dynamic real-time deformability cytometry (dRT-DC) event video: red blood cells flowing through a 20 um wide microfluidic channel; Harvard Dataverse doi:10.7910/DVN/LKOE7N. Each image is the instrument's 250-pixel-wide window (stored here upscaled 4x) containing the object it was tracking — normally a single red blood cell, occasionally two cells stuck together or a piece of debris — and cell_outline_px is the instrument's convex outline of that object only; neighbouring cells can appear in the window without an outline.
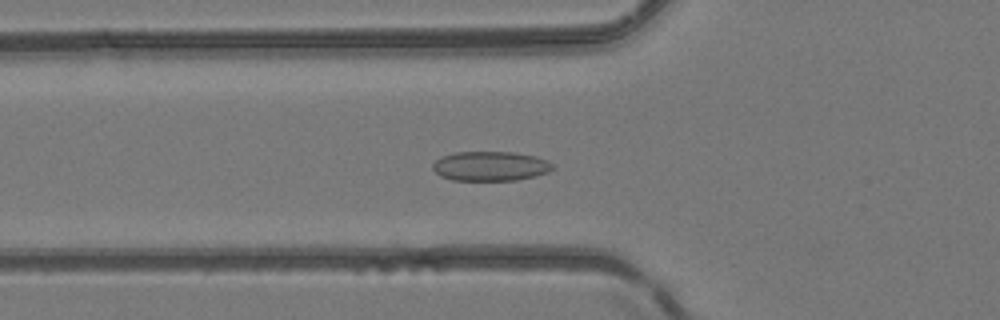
{"species": "common noctule bat (a hibernating species)", "species_latin": "Nyctalus noctula", "temperature_condition": "room temperature", "stored_images_in_passage": 52, "camera_frame_rate_fps": 3000, "um_per_image_px": 0.085, "animal": {"sex": "female", "body_mass_g": 24.6, "forearm_length_mm": 56.2}, "frame": {"image": 1, "passage_image": 19, "time_ms": 6.0, "image_size_px": [1000, 320], "cell_outline_px": [[552, 168], [548, 172], [536, 176], [516, 180], [452, 180], [440, 176], [432, 168], [432, 164], [436, 160], [444, 156], [456, 152], [512, 152], [536, 156], [548, 160], [552, 164]], "centroid_in_image_um": [41.69, 14.12], "position_along_channel_um": 84.1, "area_um2": 20.58}}
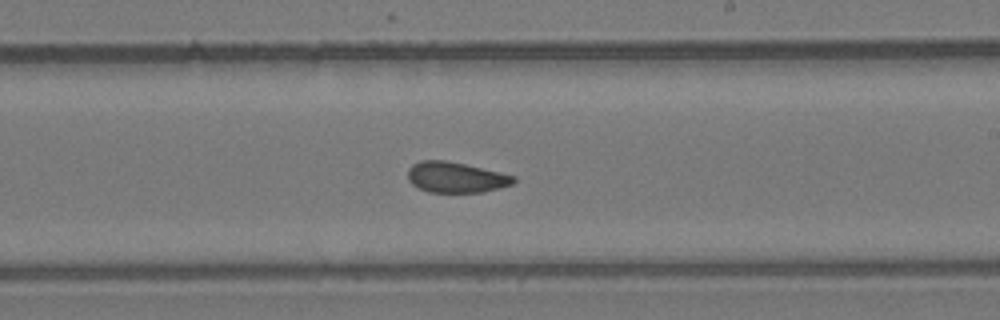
{"frame": {"image": 2, "passage_image": 31, "time_ms": 10.0, "image_size_px": [1000, 320], "cell_outline_px": [[516, 180], [512, 184], [500, 188], [480, 192], [428, 192], [412, 184], [408, 180], [408, 168], [412, 164], [420, 160], [448, 160], [516, 176]], "centroid_in_image_um": [38.73, 15.06], "position_along_channel_um": 250.3, "area_um2": 18.9}}
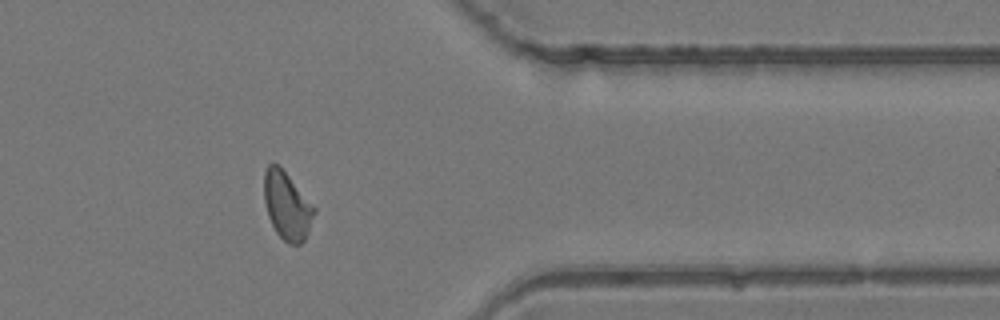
{"frame": {"image": 3, "passage_image": 42, "time_ms": 13.667, "image_size_px": [1000, 320], "cell_outline_px": [[316, 212], [308, 232], [304, 240], [300, 244], [288, 244], [276, 232], [268, 216], [264, 200], [264, 172], [268, 164], [276, 164], [288, 176], [316, 208]], "centroid_in_image_um": [24.39, 17.51], "position_along_channel_um": 387.0, "area_um2": 19.48}, "authors_computed_cell_mechanics": {"area_um2": 19.652, "velocity_mm_per_s": 4.1373, "shape_relaxation_time_tau1_ms": null, "shape_relaxation_time_tau2_ms": 2.043, "deformation_change_tau1": null, "deformation_change_tau2": 0.0703}}